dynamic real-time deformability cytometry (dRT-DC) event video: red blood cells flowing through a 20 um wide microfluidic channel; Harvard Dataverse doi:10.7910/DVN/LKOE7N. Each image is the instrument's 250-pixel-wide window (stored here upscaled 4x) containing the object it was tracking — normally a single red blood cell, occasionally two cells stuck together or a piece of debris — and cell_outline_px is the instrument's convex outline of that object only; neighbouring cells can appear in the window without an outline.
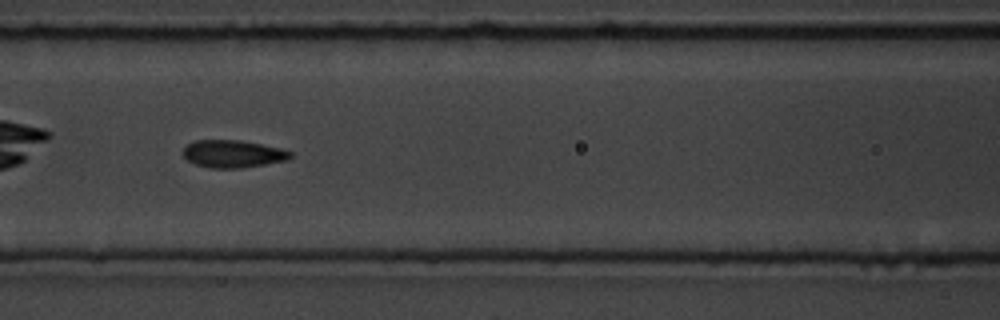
{"species": "common noctule bat (a hibernating species)", "species_latin": "Nyctalus noctula", "temperature_condition": "room temperature", "stored_images_in_passage": 56, "camera_frame_rate_fps": 3000, "um_per_image_px": 0.085, "animal": {"sex": "male", "body_mass_g": 19.5, "forearm_length_mm": 54.6}, "frame": {"image": 1, "passage_image": 25, "time_ms": 8.0, "image_size_px": [1000, 320], "cell_outline_px": [[292, 156], [288, 160], [240, 168], [212, 168], [196, 164], [188, 160], [180, 152], [188, 144], [196, 140], [240, 140], [280, 148], [292, 152]], "centroid_in_image_um": [19.79, 13.07], "position_along_channel_um": 146.8, "area_um2": 17.11}}
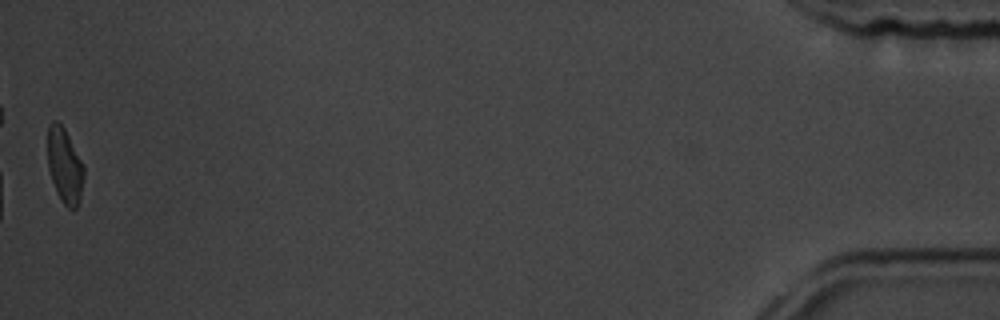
{"frame": {"image": 2, "passage_image": 56, "time_ms": 18.333, "image_size_px": [1000, 320], "cell_outline_px": [[84, 176], [80, 200], [76, 208], [68, 208], [64, 204], [56, 192], [48, 168], [48, 124], [52, 120], [56, 120], [64, 128], [84, 164]], "centroid_in_image_um": [5.5, 14.07], "position_along_channel_um": 429.7, "area_um2": 15.9}, "authors_computed_cell_mechanics": {"area_um2": 17.3689, "velocity_mm_per_s": 3.6782, "shape_relaxation_time_tau1_ms": 4.2096, "shape_relaxation_time_tau2_ms": 1.8445, "deformation_change_tau1": 0.131, "deformation_change_tau2": 0.0776}}